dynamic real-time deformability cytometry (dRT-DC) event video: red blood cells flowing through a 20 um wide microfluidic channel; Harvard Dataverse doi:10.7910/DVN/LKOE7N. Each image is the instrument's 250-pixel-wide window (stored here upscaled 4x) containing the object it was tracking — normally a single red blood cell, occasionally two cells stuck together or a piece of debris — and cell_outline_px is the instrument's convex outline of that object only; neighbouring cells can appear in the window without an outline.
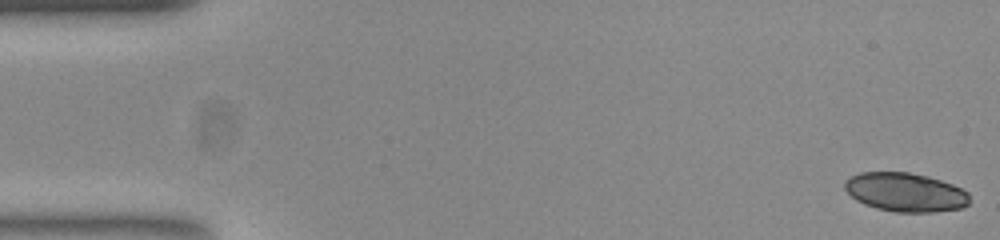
{"species": "common noctule bat (a hibernating species)", "species_latin": "Nyctalus noctula", "temperature_condition": "room temperature", "stored_images_in_passage": 53, "camera_frame_rate_fps": 3000, "um_per_image_px": 0.085, "animal": {"sex": "female", "body_mass_g": 23.0, "forearm_length_mm": 53.4}, "frame": {"image": 1, "passage_image": 1, "time_ms": 0.0, "image_size_px": [1000, 240], "cell_outline_px": [[968, 204], [964, 208], [932, 212], [896, 212], [876, 208], [864, 204], [856, 200], [844, 188], [844, 180], [860, 172], [908, 172], [928, 176], [952, 184], [968, 192]], "centroid_in_image_um": [76.95, 16.34], "position_along_channel_um": 8.1, "area_um2": 28.26}}
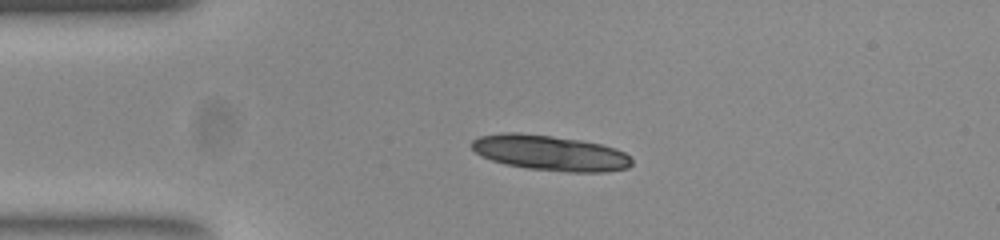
{"frame": {"image": 2, "passage_image": 12, "time_ms": 3.667, "image_size_px": [1000, 240], "cell_outline_px": [[632, 164], [628, 168], [604, 172], [572, 172], [528, 168], [508, 164], [492, 160], [476, 152], [468, 144], [472, 140], [480, 136], [500, 132], [520, 132], [552, 136], [580, 140], [600, 144], [616, 148], [624, 152], [632, 160]], "centroid_in_image_um": [46.75, 12.98], "position_along_channel_um": 38.2, "area_um2": 32.89}, "authors_computed_cell_mechanics": {"area_um2": 28.0908, "velocity_mm_per_s": 3.7828, "shape_relaxation_time_tau1_ms": 1.1757, "shape_relaxation_time_tau2_ms": 1.5214, "deformation_change_tau1": 0.1419, "deformation_change_tau2": 0.0402}}